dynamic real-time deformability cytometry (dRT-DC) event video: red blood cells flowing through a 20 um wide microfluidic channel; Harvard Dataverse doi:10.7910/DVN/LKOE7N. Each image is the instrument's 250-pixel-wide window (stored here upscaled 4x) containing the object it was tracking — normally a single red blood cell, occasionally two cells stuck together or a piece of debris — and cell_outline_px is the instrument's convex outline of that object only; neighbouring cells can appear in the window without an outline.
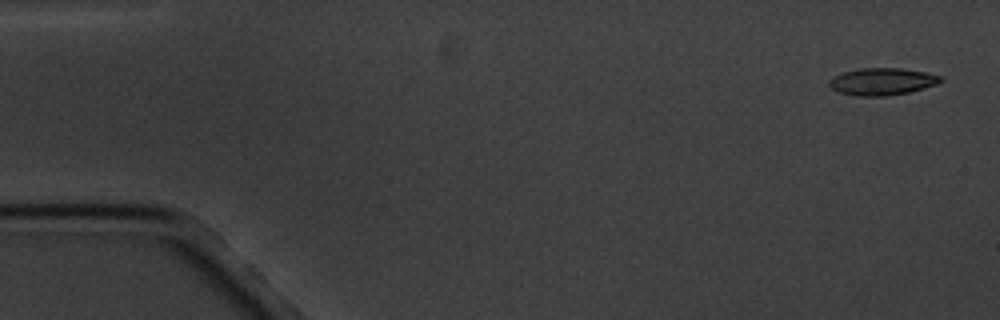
{"species": "common noctule bat (a hibernating species)", "species_latin": "Nyctalus noctula", "temperature_condition": "cold", "stored_images_in_passage": 4, "camera_frame_rate_fps": 3000, "um_per_image_px": 0.085, "animal": {"sex": "male", "body_mass_g": 20.1, "forearm_length_mm": 53.5}, "frame": {"image": 1, "passage_image": 1, "time_ms": 0.0, "image_size_px": [1000, 320], "cell_outline_px": [[944, 80], [936, 84], [924, 88], [908, 92], [884, 96], [856, 96], [840, 92], [832, 88], [828, 84], [828, 80], [832, 76], [844, 72], [860, 68], [900, 68], [924, 72], [940, 76]], "centroid_in_image_um": [74.95, 6.93], "position_along_channel_um": 10.1, "area_um2": 17.51}}
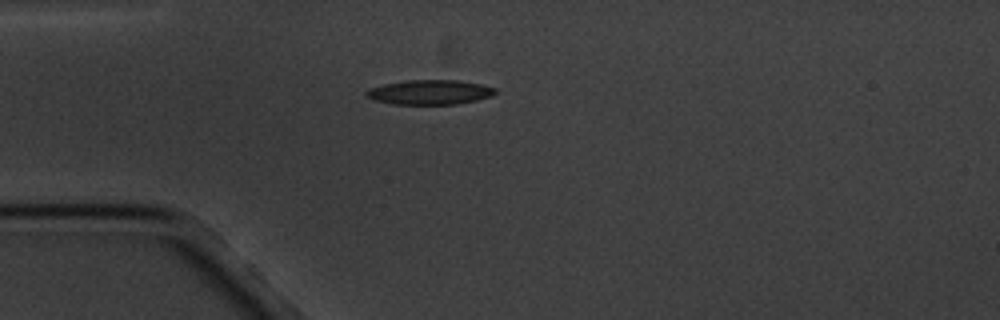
{"frame": {"image": 2, "passage_image": 4, "time_ms": 4.333, "image_size_px": [1000, 320], "cell_outline_px": [[496, 92], [492, 96], [476, 100], [456, 104], [392, 104], [376, 100], [364, 96], [364, 92], [372, 88], [384, 84], [408, 80], [456, 80], [480, 84], [496, 88]], "centroid_in_image_um": [36.53, 7.84], "position_along_channel_um": 48.5, "area_um2": 18.38}}